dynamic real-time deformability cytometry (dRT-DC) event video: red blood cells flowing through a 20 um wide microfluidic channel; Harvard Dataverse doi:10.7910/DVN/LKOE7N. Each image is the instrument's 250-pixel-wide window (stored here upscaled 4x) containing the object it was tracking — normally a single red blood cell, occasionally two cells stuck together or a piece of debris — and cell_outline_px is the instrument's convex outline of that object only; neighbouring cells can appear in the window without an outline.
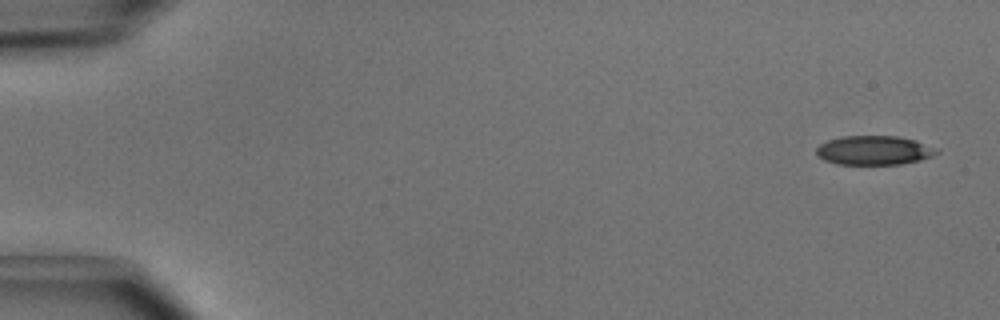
{"species": "common noctule bat (a hibernating species)", "species_latin": "Nyctalus noctula", "temperature_condition": "cold", "stored_images_in_passage": 4, "camera_frame_rate_fps": 3000, "um_per_image_px": 0.085, "animal": {"sex": "male", "body_mass_g": 15.6}, "frame": {"image": 1, "passage_image": 1, "time_ms": 0.0, "image_size_px": [1000, 320], "cell_outline_px": [[940, 152], [932, 156], [920, 160], [900, 164], [836, 164], [824, 160], [816, 152], [816, 148], [820, 144], [828, 140], [844, 136], [896, 136], [916, 140], [940, 148]], "centroid_in_image_um": [74.35, 12.77], "position_along_channel_um": 10.7, "area_um2": 20.52}}
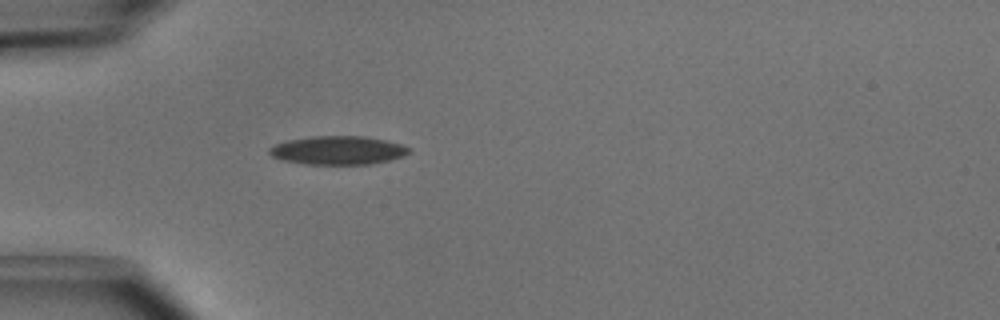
{"frame": {"image": 2, "passage_image": 4, "time_ms": 1.0, "image_size_px": [1000, 320], "cell_outline_px": [[412, 148], [404, 156], [388, 160], [368, 164], [304, 164], [284, 160], [272, 156], [268, 152], [268, 148], [276, 144], [288, 140], [312, 136], [364, 136], [384, 140], [400, 144]], "centroid_in_image_um": [28.71, 12.77], "position_along_channel_um": 56.3, "area_um2": 23.06}}